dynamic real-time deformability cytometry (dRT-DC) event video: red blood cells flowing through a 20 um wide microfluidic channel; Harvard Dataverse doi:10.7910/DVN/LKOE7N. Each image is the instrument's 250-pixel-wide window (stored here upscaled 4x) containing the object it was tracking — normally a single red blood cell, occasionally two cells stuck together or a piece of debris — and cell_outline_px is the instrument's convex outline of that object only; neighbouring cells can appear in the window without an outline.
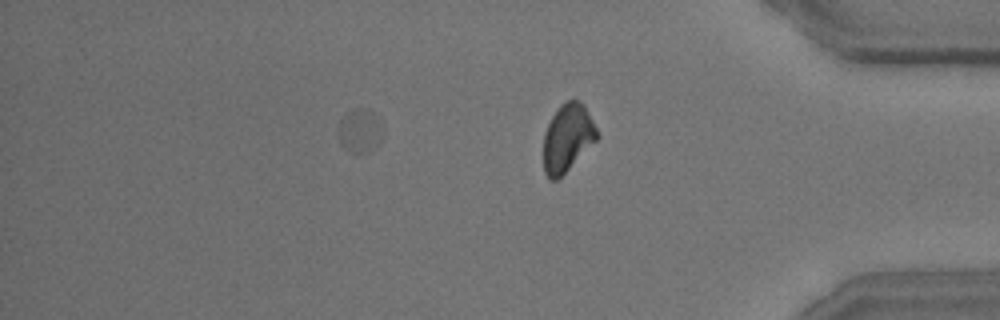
{"species": "common noctule bat (a hibernating species)", "species_latin": "Nyctalus noctula", "temperature_condition": "room temperature", "stored_images_in_passage": 36, "segment_of_instrument_passage": [2, 3], "camera_frame_rate_fps": 3000, "um_per_image_px": 0.085, "animal": {"sex": "male", "body_mass_g": 15.6}, "frame": {"image": 1, "passage_image": 29, "time_ms": 9.333, "image_size_px": [1000, 320], "cell_outline_px": [[384, 132], [380, 144], [368, 152], [348, 152], [340, 144], [336, 136], [340, 120], [352, 108], [360, 108], [372, 112], [376, 116]], "centroid_in_image_um": [30.57, 11.14], "position_along_channel_um": 404.6, "area_um2": 11.56}}